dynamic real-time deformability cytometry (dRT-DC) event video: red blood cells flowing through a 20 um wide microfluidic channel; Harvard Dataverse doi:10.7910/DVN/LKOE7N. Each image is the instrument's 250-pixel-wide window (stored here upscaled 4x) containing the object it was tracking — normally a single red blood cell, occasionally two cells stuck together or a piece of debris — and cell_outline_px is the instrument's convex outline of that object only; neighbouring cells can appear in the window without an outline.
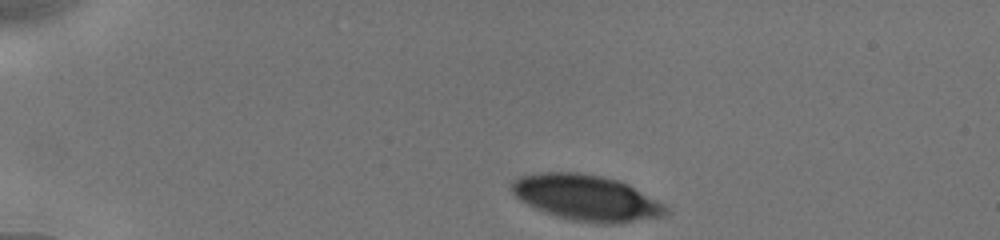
{"species": "human", "species_latin": "Homo sapiens", "temperature_condition": "cold", "stored_images_in_passage": 40, "camera_frame_rate_fps": 3000, "um_per_image_px": 0.085, "donor": {"sex": "male"}, "frame": {"image": 1, "passage_image": 1, "time_ms": 0.0, "image_size_px": [1000, 240], "cell_outline_px": [[668, 212], [664, 216], [620, 224], [596, 224], [572, 220], [556, 216], [544, 212], [520, 200], [512, 192], [512, 180], [520, 176], [544, 172], [576, 172], [604, 176], [628, 184], [664, 204], [668, 208]], "centroid_in_image_um": [49.86, 16.82], "position_along_channel_um": 35.1, "area_um2": 41.21}}
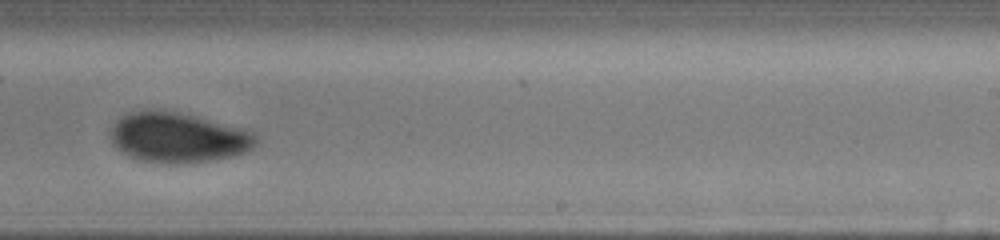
{"frame": {"image": 2, "passage_image": 24, "time_ms": 8.0, "image_size_px": [1000, 240], "cell_outline_px": [[260, 136], [256, 144], [252, 148], [244, 152], [232, 156], [184, 164], [168, 164], [140, 160], [128, 156], [120, 152], [116, 148], [108, 136], [108, 128], [120, 116], [128, 112], [144, 108], [152, 108], [180, 112], [244, 128], [256, 132]], "centroid_in_image_um": [15.08, 11.66], "position_along_channel_um": 273.9, "area_um2": 43.64}}
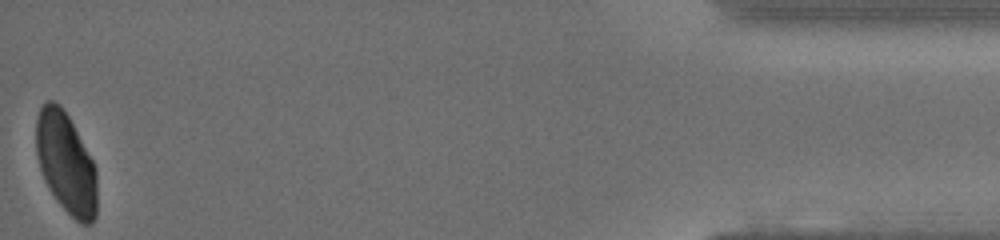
{"frame": {"image": 3, "passage_image": 40, "time_ms": 14.0, "image_size_px": [1000, 240], "cell_outline_px": [[96, 216], [92, 224], [80, 224], [60, 204], [48, 188], [44, 180], [36, 156], [36, 120], [40, 108], [48, 100], [52, 100], [60, 104], [68, 116], [92, 160], [96, 168]], "centroid_in_image_um": [5.59, 13.87], "position_along_channel_um": 429.6, "area_um2": 35.6}, "authors_computed_cell_mechanics": {"area_um2": 42.8876, "velocity_mm_per_s": 3.8699, "shape_relaxation_time_tau1_ms": 3.5666, "shape_relaxation_time_tau2_ms": 1.5407, "deformation_change_tau1": 0.0871, "deformation_change_tau2": 0.0415}}